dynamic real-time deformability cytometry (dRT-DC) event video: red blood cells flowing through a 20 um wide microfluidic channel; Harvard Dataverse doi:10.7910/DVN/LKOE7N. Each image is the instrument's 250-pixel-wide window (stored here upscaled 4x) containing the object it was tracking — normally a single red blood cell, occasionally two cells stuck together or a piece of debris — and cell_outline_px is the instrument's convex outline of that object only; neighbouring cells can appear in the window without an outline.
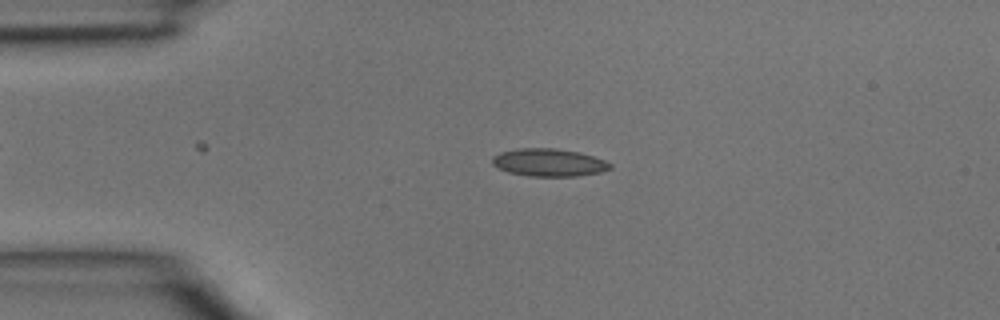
{"species": "common noctule bat (a hibernating species)", "species_latin": "Nyctalus noctula", "temperature_condition": "room temperature", "stored_images_in_passage": 39, "camera_frame_rate_fps": 3000, "um_per_image_px": 0.085, "animal": {"sex": "male", "body_mass_g": 15.6}, "frame": {"image": 1, "passage_image": 4, "time_ms": 1.0, "image_size_px": [1000, 320], "cell_outline_px": [[612, 168], [600, 172], [576, 176], [528, 176], [508, 172], [492, 164], [492, 156], [500, 152], [516, 148], [556, 148], [580, 152], [604, 160], [612, 164]], "centroid_in_image_um": [46.64, 13.8], "position_along_channel_um": 38.4, "area_um2": 19.07}}
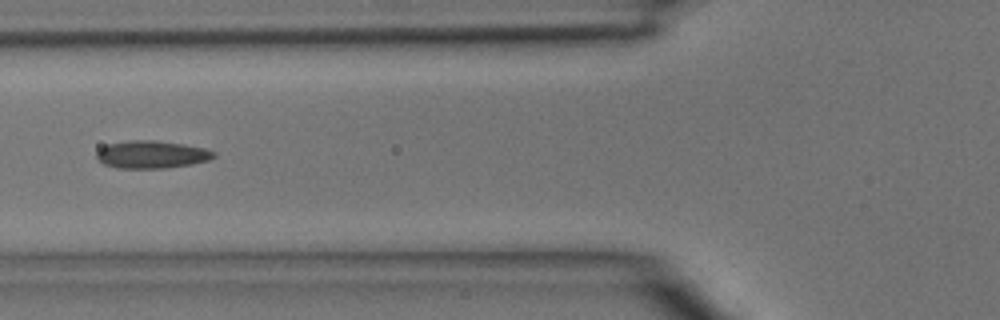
{"frame": {"image": 2, "passage_image": 11, "time_ms": 3.333, "image_size_px": [1000, 320], "cell_outline_px": [[216, 156], [208, 160], [192, 164], [164, 168], [116, 168], [104, 164], [96, 156], [96, 152], [100, 148], [108, 144], [128, 140], [156, 140], [184, 144], [204, 148], [216, 152]], "centroid_in_image_um": [12.89, 13.13], "position_along_channel_um": 112.9, "area_um2": 18.9}}
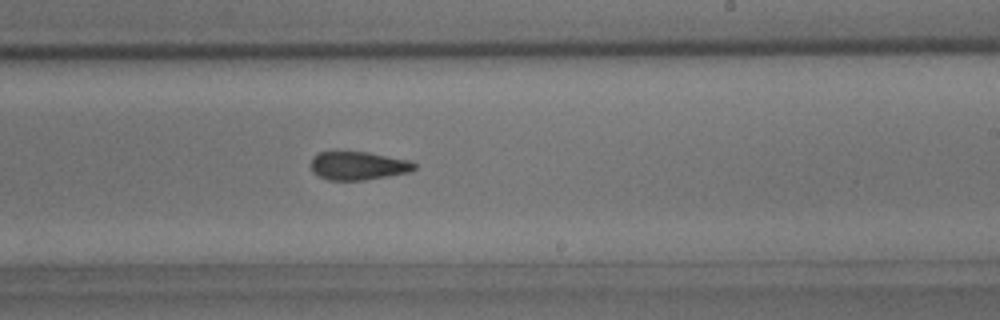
{"frame": {"image": 3, "passage_image": 21, "time_ms": 6.667, "image_size_px": [1000, 320], "cell_outline_px": [[416, 168], [408, 172], [388, 176], [364, 180], [328, 180], [312, 172], [312, 156], [320, 152], [368, 152], [408, 160], [416, 164]], "centroid_in_image_um": [30.44, 14.09], "position_along_channel_um": 258.6, "area_um2": 16.94}}